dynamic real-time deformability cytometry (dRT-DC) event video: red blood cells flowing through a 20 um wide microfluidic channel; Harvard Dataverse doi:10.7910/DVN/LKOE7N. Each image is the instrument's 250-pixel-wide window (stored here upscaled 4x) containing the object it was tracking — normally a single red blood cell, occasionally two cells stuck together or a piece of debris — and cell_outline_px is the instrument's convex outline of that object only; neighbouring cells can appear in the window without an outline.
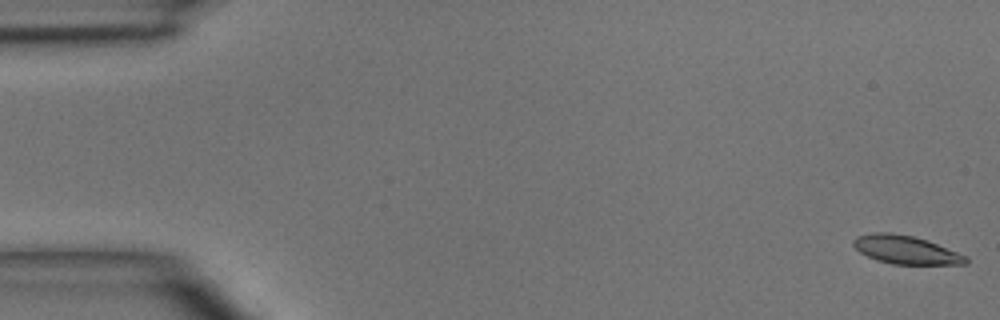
{"species": "common noctule bat (a hibernating species)", "species_latin": "Nyctalus noctula", "temperature_condition": "room temperature", "stored_images_in_passage": 4, "camera_frame_rate_fps": 3000, "um_per_image_px": 0.085, "animal": {"sex": "male", "body_mass_g": 15.6}, "frame": {"image": 1, "passage_image": 1, "time_ms": 0.0, "image_size_px": [1000, 320], "cell_outline_px": [[968, 264], [892, 264], [876, 260], [860, 252], [852, 244], [852, 240], [856, 236], [872, 232], [892, 232], [912, 236], [928, 240], [968, 256]], "centroid_in_image_um": [76.99, 21.22], "position_along_channel_um": 8.0, "area_um2": 18.73}}
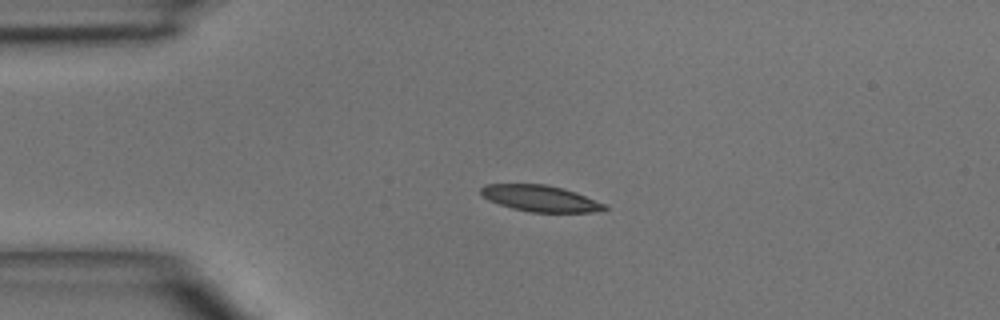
{"frame": {"image": 2, "passage_image": 4, "time_ms": 3.333, "image_size_px": [1000, 320], "cell_outline_px": [[608, 208], [604, 212], [528, 212], [512, 208], [488, 200], [480, 192], [480, 188], [484, 184], [544, 184], [564, 188], [576, 192], [608, 204]], "centroid_in_image_um": [46.0, 16.87], "position_along_channel_um": 39.0, "area_um2": 19.19}}